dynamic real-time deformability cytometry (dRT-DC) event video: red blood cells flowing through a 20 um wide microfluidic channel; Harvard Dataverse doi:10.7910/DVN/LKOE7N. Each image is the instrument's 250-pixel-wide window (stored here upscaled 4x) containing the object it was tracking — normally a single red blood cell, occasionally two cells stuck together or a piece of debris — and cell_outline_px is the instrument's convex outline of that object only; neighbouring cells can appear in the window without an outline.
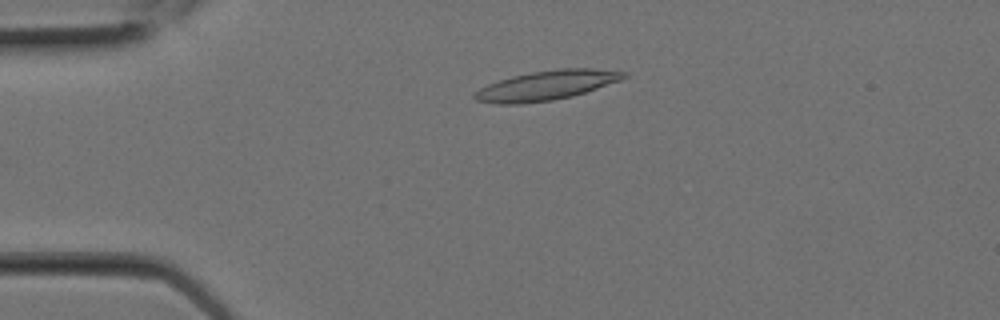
{"species": "Egyptian fruit bat (a non-hibernating species)", "species_latin": "Rousettus aegyptiacus", "temperature_condition": "room temperature", "stored_images_in_passage": 7, "camera_frame_rate_fps": 3000, "um_per_image_px": 0.085, "animal": {"sex": "female"}, "frame": {"image": 1, "passage_image": 4, "time_ms": 1.0, "image_size_px": [1000, 320], "cell_outline_px": [[628, 76], [620, 80], [572, 96], [552, 100], [520, 104], [496, 104], [476, 100], [472, 96], [472, 92], [488, 84], [512, 76], [532, 72], [560, 68], [592, 68], [628, 72]], "centroid_in_image_um": [46.42, 7.26], "position_along_channel_um": 38.6, "area_um2": 25.55}}
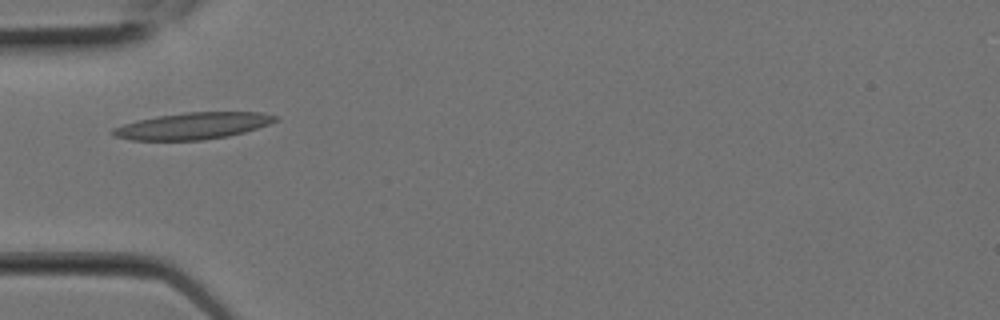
{"frame": {"image": 2, "passage_image": 6, "time_ms": 1.667, "image_size_px": [1000, 320], "cell_outline_px": [[280, 116], [276, 120], [268, 124], [244, 132], [228, 136], [204, 140], [132, 140], [116, 136], [108, 132], [112, 128], [136, 120], [184, 112], [260, 112]], "centroid_in_image_um": [16.38, 10.7], "position_along_channel_um": 68.6, "area_um2": 25.14}}
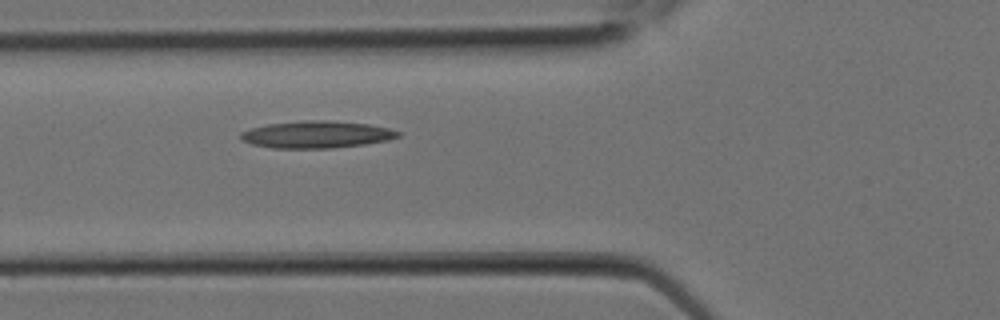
{"frame": {"image": 3, "passage_image": 7, "time_ms": 2.0, "image_size_px": [1000, 320], "cell_outline_px": [[400, 136], [388, 140], [364, 144], [332, 148], [272, 148], [252, 144], [244, 140], [240, 136], [240, 132], [252, 128], [268, 124], [304, 120], [328, 120], [368, 124], [388, 128], [400, 132]], "centroid_in_image_um": [26.92, 11.43], "position_along_channel_um": 98.9, "area_um2": 24.68}}